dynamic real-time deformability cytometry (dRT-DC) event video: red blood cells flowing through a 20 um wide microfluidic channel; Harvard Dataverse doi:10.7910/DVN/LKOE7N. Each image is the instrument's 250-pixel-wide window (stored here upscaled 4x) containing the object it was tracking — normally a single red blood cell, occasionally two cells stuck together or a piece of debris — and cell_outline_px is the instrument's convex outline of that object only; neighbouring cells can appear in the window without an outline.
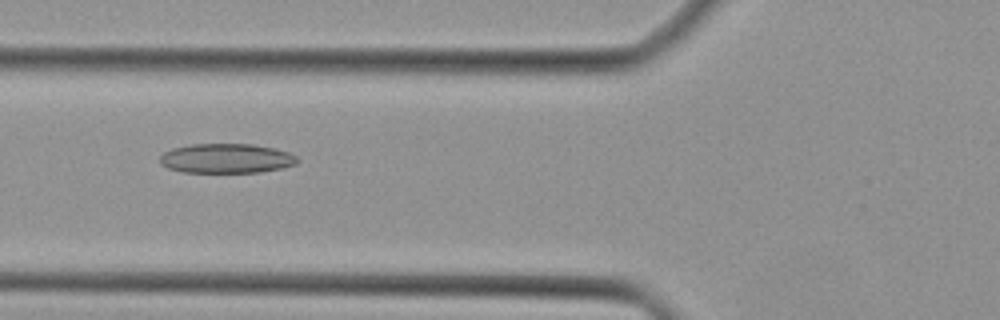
{"species": "Egyptian fruit bat (a non-hibernating species)", "species_latin": "Rousettus aegyptiacus", "temperature_condition": "cold", "stored_images_in_passage": 37, "camera_frame_rate_fps": 3000, "um_per_image_px": 0.085, "animal": {"sex": "female"}, "frame": {"image": 1, "passage_image": 10, "time_ms": 3.0, "image_size_px": [1000, 320], "cell_outline_px": [[300, 160], [296, 164], [284, 168], [260, 172], [180, 172], [168, 168], [160, 164], [160, 156], [164, 152], [172, 148], [192, 144], [252, 144], [272, 148], [288, 152], [296, 156]], "centroid_in_image_um": [19.24, 13.47], "position_along_channel_um": 106.6, "area_um2": 23.76}}
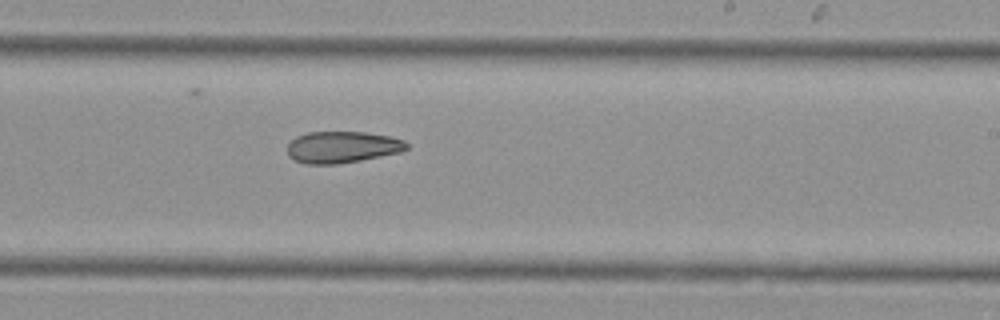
{"frame": {"image": 2, "passage_image": 20, "time_ms": 6.333, "image_size_px": [1000, 320], "cell_outline_px": [[408, 148], [400, 152], [360, 160], [336, 164], [304, 164], [288, 156], [288, 144], [296, 136], [308, 132], [364, 132], [388, 136], [404, 140], [408, 144]], "centroid_in_image_um": [29.07, 12.5], "position_along_channel_um": 259.9, "area_um2": 21.85}}
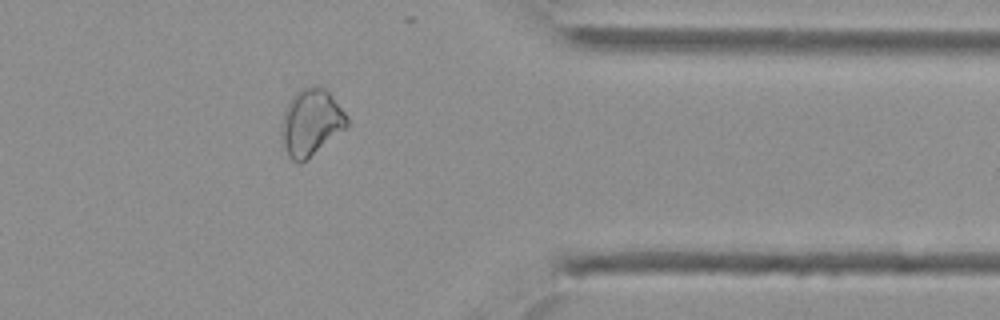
{"frame": {"image": 3, "passage_image": 29, "time_ms": 9.333, "image_size_px": [1000, 320], "cell_outline_px": [[348, 124], [344, 128], [300, 164], [292, 160], [280, 148], [280, 132], [284, 112], [292, 96], [300, 88], [308, 84], [324, 88], [332, 96], [348, 116]], "centroid_in_image_um": [26.37, 10.4], "position_along_channel_um": 385.0, "area_um2": 25.43}}